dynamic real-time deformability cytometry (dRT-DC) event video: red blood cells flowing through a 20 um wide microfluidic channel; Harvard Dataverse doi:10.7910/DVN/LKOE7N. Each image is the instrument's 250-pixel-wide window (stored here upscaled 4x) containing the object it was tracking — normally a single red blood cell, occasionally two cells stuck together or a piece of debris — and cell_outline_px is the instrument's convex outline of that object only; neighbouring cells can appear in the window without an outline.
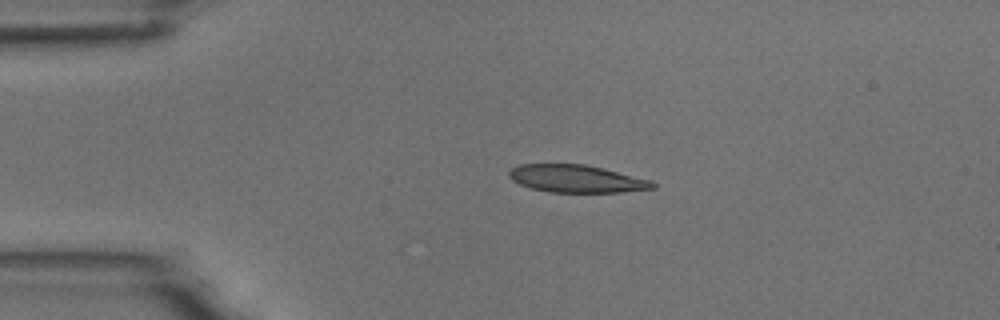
{"species": "common noctule bat (a hibernating species)", "species_latin": "Nyctalus noctula", "temperature_condition": "room temperature", "stored_images_in_passage": 43, "camera_frame_rate_fps": 3000, "um_per_image_px": 0.085, "animal": {"sex": "male", "body_mass_g": 18.8}, "frame": {"image": 1, "passage_image": 1, "time_ms": 0.0, "image_size_px": [1000, 320], "cell_outline_px": [[656, 188], [620, 192], [548, 192], [532, 188], [520, 184], [512, 180], [508, 176], [508, 172], [512, 168], [520, 164], [584, 164], [604, 168], [652, 180], [656, 184]], "centroid_in_image_um": [49.02, 15.19], "position_along_channel_um": 36.0, "area_um2": 23.12}}
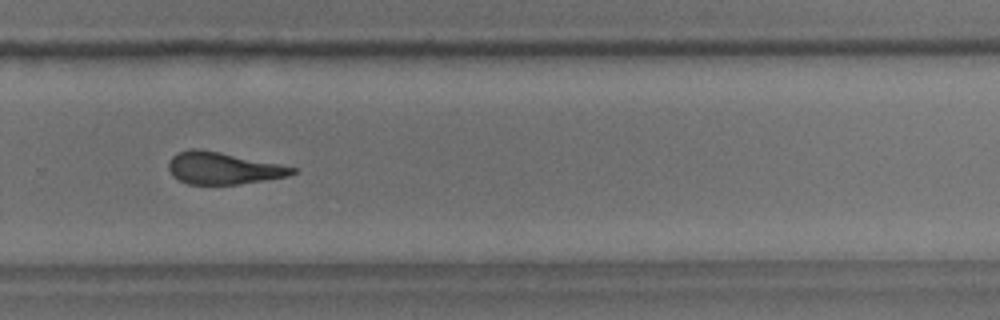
{"frame": {"image": 2, "passage_image": 26, "time_ms": 8.333, "image_size_px": [1000, 320], "cell_outline_px": [[296, 172], [288, 176], [264, 180], [236, 184], [188, 184], [172, 176], [168, 168], [168, 164], [172, 156], [176, 152], [192, 148], [200, 148], [280, 164], [296, 168]], "centroid_in_image_um": [18.92, 14.28], "position_along_channel_um": 310.9, "area_um2": 23.0}}
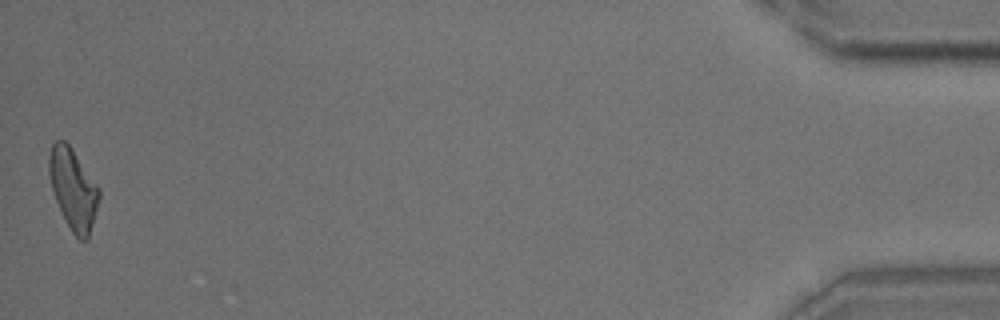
{"frame": {"image": 3, "passage_image": 43, "time_ms": 14.0, "image_size_px": [1000, 320], "cell_outline_px": [[100, 196], [88, 240], [80, 240], [72, 232], [64, 220], [56, 200], [52, 188], [48, 172], [48, 156], [52, 144], [56, 140], [64, 140], [72, 148], [100, 188]], "centroid_in_image_um": [6.22, 16.06], "position_along_channel_um": 429.0, "area_um2": 23.58}, "authors_computed_cell_mechanics": {"area_um2": 24.276, "velocity_mm_per_s": 3.7244, "shape_relaxation_time_tau1_ms": 9.9344, "shape_relaxation_time_tau2_ms": 2.5881, "deformation_change_tau1": 0.2619, "deformation_change_tau2": 0.123}}